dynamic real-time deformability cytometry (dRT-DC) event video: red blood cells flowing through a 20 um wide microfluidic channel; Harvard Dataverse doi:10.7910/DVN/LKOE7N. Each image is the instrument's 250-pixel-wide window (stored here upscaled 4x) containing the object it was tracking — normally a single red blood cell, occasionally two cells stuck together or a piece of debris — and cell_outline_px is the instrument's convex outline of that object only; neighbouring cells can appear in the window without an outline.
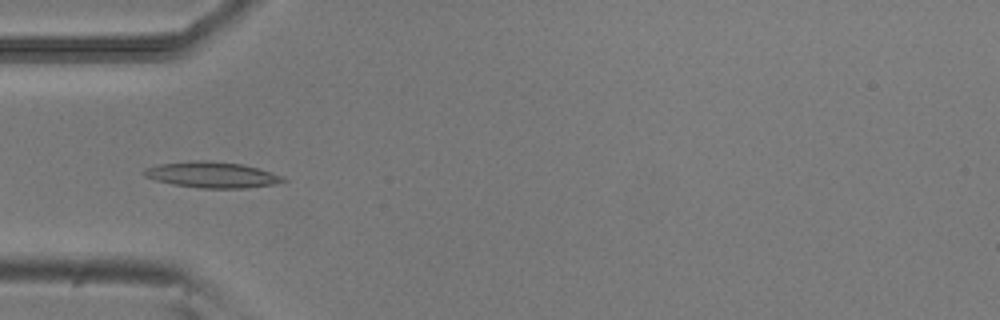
{"species": "common noctule bat (a hibernating species)", "species_latin": "Nyctalus noctula", "temperature_condition": "room temperature", "stored_images_in_passage": 52, "camera_frame_rate_fps": 3000, "um_per_image_px": 0.085, "animal": {"sex": "male", "body_mass_g": 20.5, "forearm_length_mm": 52.5}, "frame": {"image": 1, "passage_image": 16, "time_ms": 5.0, "image_size_px": [1000, 320], "cell_outline_px": [[288, 180], [276, 184], [248, 188], [200, 188], [172, 184], [156, 180], [144, 176], [144, 168], [160, 164], [196, 160], [204, 160], [240, 164], [256, 168], [284, 176]], "centroid_in_image_um": [18.04, 14.87], "position_along_channel_um": 67.0, "area_um2": 20.87}}
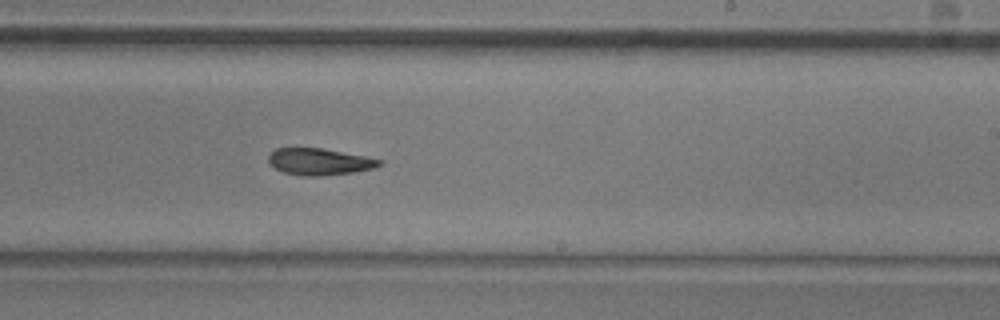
{"frame": {"image": 2, "passage_image": 31, "time_ms": 10.0, "image_size_px": [1000, 320], "cell_outline_px": [[384, 164], [376, 168], [352, 172], [320, 176], [304, 176], [284, 172], [276, 168], [268, 160], [268, 156], [276, 148], [320, 148], [364, 156], [384, 160]], "centroid_in_image_um": [27.2, 13.74], "position_along_channel_um": 261.8, "area_um2": 17.11}}
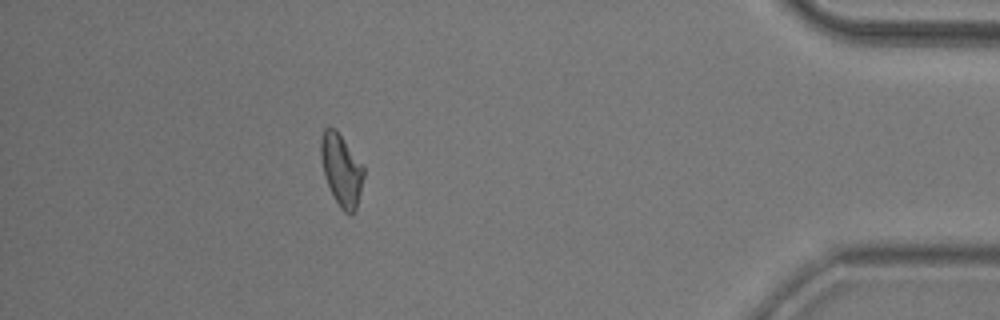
{"frame": {"image": 3, "passage_image": 46, "time_ms": 15.0, "image_size_px": [1000, 320], "cell_outline_px": [[364, 176], [356, 212], [352, 216], [348, 216], [340, 208], [324, 176], [320, 156], [320, 140], [324, 128], [336, 128], [364, 168]], "centroid_in_image_um": [29.02, 14.47], "position_along_channel_um": 406.2, "area_um2": 17.98}, "authors_computed_cell_mechanics": {"area_um2": 18.1492, "velocity_mm_per_s": 3.8868, "shape_relaxation_time_tau1_ms": 9.0306, "shape_relaxation_time_tau2_ms": 6.0908, "deformation_change_tau1": 0.2058, "deformation_change_tau2": 0.1518}}